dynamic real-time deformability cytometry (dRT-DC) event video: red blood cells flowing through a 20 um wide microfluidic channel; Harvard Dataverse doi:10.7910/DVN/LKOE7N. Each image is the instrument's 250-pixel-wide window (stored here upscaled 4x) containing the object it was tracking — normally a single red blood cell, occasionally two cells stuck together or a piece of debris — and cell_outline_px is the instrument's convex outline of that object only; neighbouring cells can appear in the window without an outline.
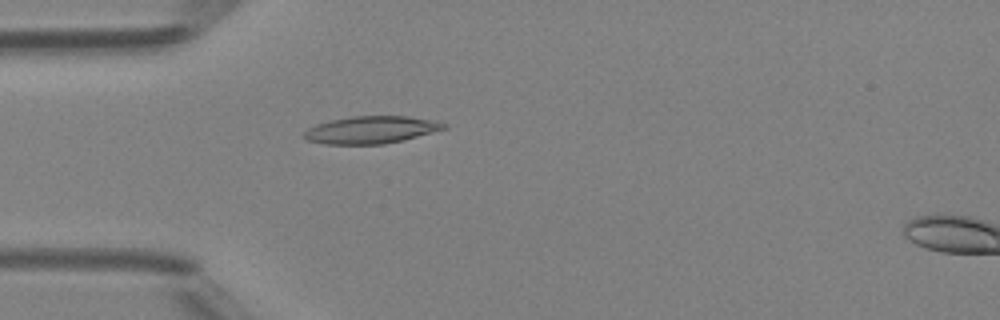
{"species": "Egyptian fruit bat (a non-hibernating species)", "species_latin": "Rousettus aegyptiacus", "temperature_condition": "room temperature", "stored_images_in_passage": 39, "camera_frame_rate_fps": 3000, "um_per_image_px": 0.085, "animal": {"sex": "female"}, "frame": {"image": 1, "passage_image": 5, "time_ms": 1.333, "image_size_px": [1000, 320], "cell_outline_px": [[448, 128], [404, 140], [384, 144], [324, 144], [308, 140], [304, 136], [304, 132], [308, 128], [316, 124], [328, 120], [352, 116], [408, 116], [436, 120], [448, 124]], "centroid_in_image_um": [31.58, 11.03], "position_along_channel_um": 53.4, "area_um2": 22.48}}
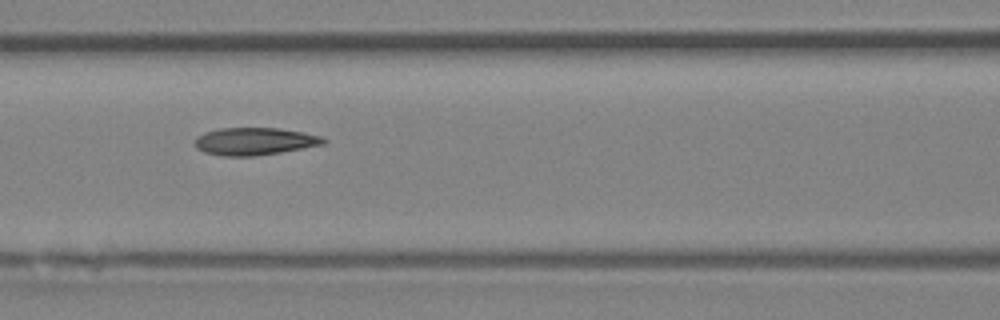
{"frame": {"image": 2, "passage_image": 12, "time_ms": 3.667, "image_size_px": [1000, 320], "cell_outline_px": [[328, 140], [324, 144], [280, 152], [256, 156], [224, 156], [204, 152], [196, 148], [196, 136], [204, 132], [220, 128], [280, 128], [304, 132], [324, 136]], "centroid_in_image_um": [21.67, 12.0], "position_along_channel_um": 144.9, "area_um2": 20.69}}
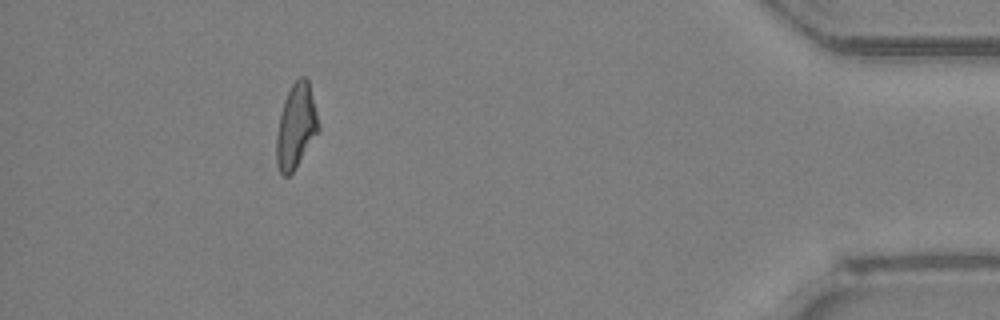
{"frame": {"image": 3, "passage_image": 35, "time_ms": 11.333, "image_size_px": [1000, 320], "cell_outline_px": [[320, 128], [292, 172], [288, 176], [284, 176], [280, 172], [276, 164], [276, 136], [280, 116], [284, 100], [292, 84], [300, 76], [304, 76], [308, 80]], "centroid_in_image_um": [25.14, 10.72], "position_along_channel_um": 410.1, "area_um2": 20.17}, "authors_computed_cell_mechanics": {"area_um2": 20.3456, "velocity_mm_per_s": 4.2215, "shape_relaxation_time_tau1_ms": 7.1073, "shape_relaxation_time_tau2_ms": 2.5495, "deformation_change_tau1": 0.2166, "deformation_change_tau2": 0.1062}}